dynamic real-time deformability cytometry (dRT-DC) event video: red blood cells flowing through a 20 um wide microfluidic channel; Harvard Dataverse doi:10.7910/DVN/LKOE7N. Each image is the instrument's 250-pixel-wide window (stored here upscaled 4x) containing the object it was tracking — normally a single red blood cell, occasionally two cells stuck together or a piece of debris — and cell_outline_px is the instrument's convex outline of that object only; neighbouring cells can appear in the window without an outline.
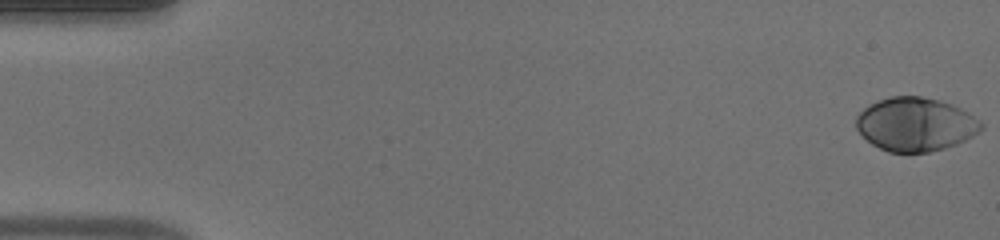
{"species": "human", "species_latin": "Homo sapiens", "temperature_condition": "warm", "stored_images_in_passage": 54, "camera_frame_rate_fps": 3000, "um_per_image_px": 0.085, "donor": {"sex": "male"}, "frame": {"image": 1, "passage_image": 1, "time_ms": 0.0, "image_size_px": [1000, 240], "cell_outline_px": [[984, 128], [980, 132], [956, 144], [944, 148], [928, 152], [888, 152], [872, 144], [856, 128], [856, 116], [864, 108], [880, 100], [892, 96], [920, 96], [940, 100], [952, 104], [968, 112], [980, 120], [984, 124]], "centroid_in_image_um": [77.85, 10.56], "position_along_channel_um": 7.2, "area_um2": 38.96}}
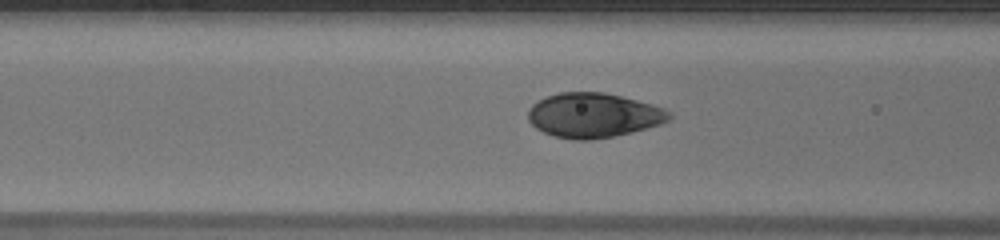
{"frame": {"image": 2, "passage_image": 22, "time_ms": 7.0, "image_size_px": [1000, 240], "cell_outline_px": [[672, 116], [668, 120], [660, 124], [632, 132], [612, 136], [588, 140], [572, 140], [556, 136], [544, 132], [536, 128], [528, 120], [528, 112], [532, 104], [548, 96], [560, 92], [604, 92], [652, 104], [664, 108], [672, 112]], "centroid_in_image_um": [50.45, 9.8], "position_along_channel_um": 116.1, "area_um2": 36.47}}
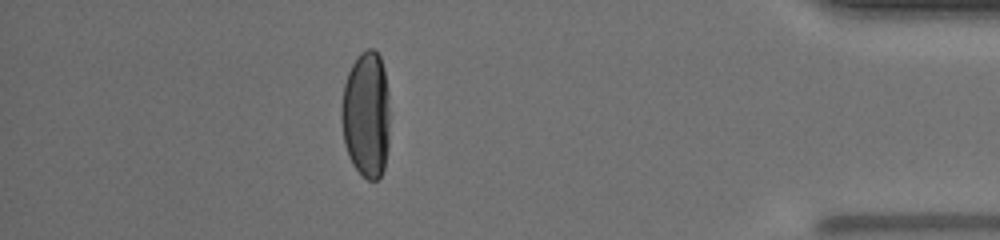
{"frame": {"image": 3, "passage_image": 48, "time_ms": 15.667, "image_size_px": [1000, 240], "cell_outline_px": [[388, 148], [384, 168], [380, 176], [376, 180], [368, 180], [352, 164], [348, 156], [344, 144], [340, 120], [340, 108], [344, 84], [348, 72], [356, 56], [360, 52], [368, 48], [372, 48], [380, 56], [384, 68], [388, 92]], "centroid_in_image_um": [31.1, 9.72], "position_along_channel_um": 404.1, "area_um2": 36.07}, "authors_computed_cell_mechanics": {"area_um2": 37.9457, "velocity_mm_per_s": 3.8246, "shape_relaxation_time_tau1_ms": 3.029, "shape_relaxation_time_tau2_ms": null, "deformation_change_tau1": 0.1953, "deformation_change_tau2": null}}